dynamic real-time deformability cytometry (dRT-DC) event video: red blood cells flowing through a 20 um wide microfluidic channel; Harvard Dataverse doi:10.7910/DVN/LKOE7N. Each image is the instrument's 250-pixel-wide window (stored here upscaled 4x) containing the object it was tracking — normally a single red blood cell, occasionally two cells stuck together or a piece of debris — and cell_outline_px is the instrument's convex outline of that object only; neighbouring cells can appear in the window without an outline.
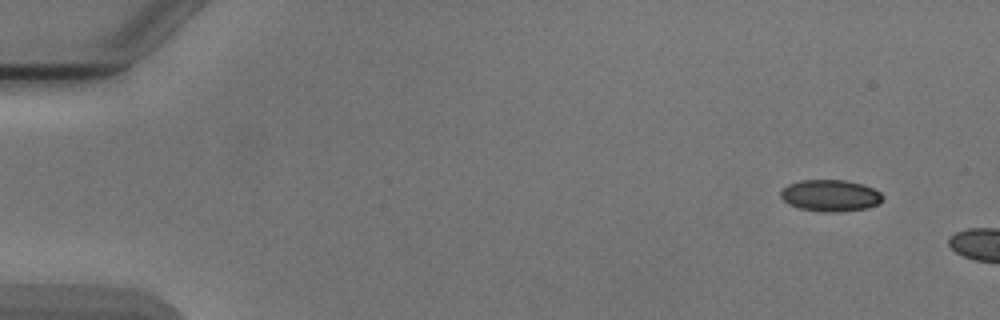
{"species": "Egyptian fruit bat (a non-hibernating species)", "species_latin": "Rousettus aegyptiacus", "temperature_condition": "cold", "stored_images_in_passage": 3, "camera_frame_rate_fps": 3000, "um_per_image_px": 0.085, "animal": {"sex": "male"}, "frame": {"image": 1, "passage_image": 1, "time_ms": 0.0, "image_size_px": [1000, 320], "cell_outline_px": [[884, 200], [880, 204], [868, 208], [832, 212], [824, 212], [800, 208], [788, 204], [780, 196], [780, 192], [788, 184], [800, 180], [844, 180], [864, 184], [880, 192], [884, 196]], "centroid_in_image_um": [70.61, 16.62], "position_along_channel_um": 14.4, "area_um2": 18.9}}